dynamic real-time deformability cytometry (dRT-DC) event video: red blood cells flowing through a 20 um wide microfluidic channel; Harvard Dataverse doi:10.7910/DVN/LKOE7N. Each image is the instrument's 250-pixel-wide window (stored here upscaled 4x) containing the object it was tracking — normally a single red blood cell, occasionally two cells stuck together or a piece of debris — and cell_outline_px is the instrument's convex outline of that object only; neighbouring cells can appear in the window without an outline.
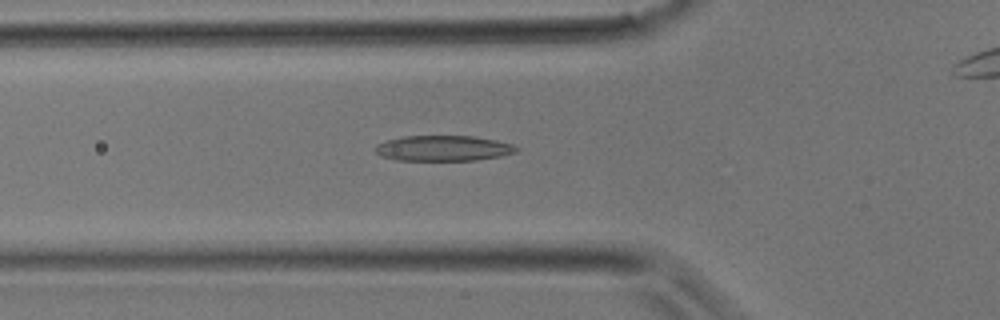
{"species": "common noctule bat (a hibernating species)", "species_latin": "Nyctalus noctula", "temperature_condition": "room temperature", "stored_images_in_passage": 27, "camera_frame_rate_fps": 3000, "um_per_image_px": 0.085, "animal": {"sex": "male", "body_mass_g": 17.9}, "frame": {"image": 1, "passage_image": 4, "time_ms": 1.0, "image_size_px": [1000, 320], "cell_outline_px": [[520, 148], [516, 152], [500, 156], [476, 160], [396, 160], [380, 156], [376, 152], [376, 144], [388, 140], [404, 136], [476, 136], [496, 140], [512, 144]], "centroid_in_image_um": [37.7, 12.6], "position_along_channel_um": 88.1, "area_um2": 20.92}}
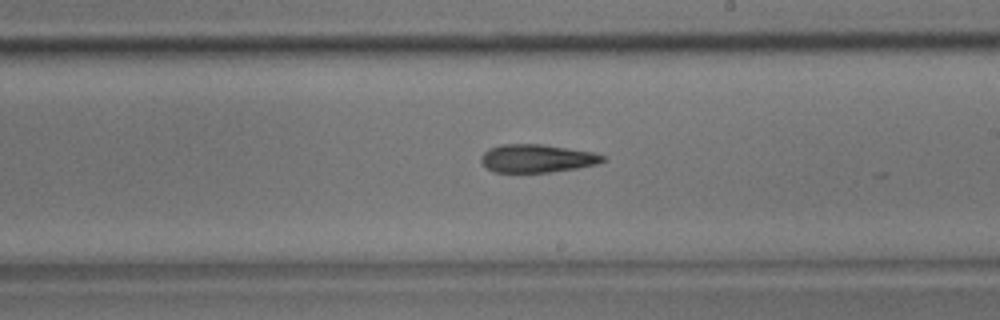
{"frame": {"image": 2, "passage_image": 12, "time_ms": 3.667, "image_size_px": [1000, 320], "cell_outline_px": [[608, 160], [596, 164], [576, 168], [552, 172], [496, 172], [488, 168], [480, 160], [480, 156], [488, 148], [500, 144], [540, 144], [592, 152], [604, 156]], "centroid_in_image_um": [45.63, 13.46], "position_along_channel_um": 243.4, "area_um2": 19.83}}
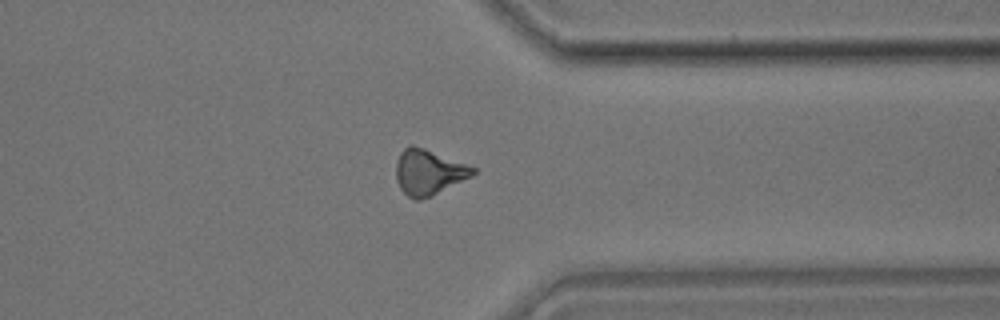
{"frame": {"image": 3, "passage_image": 19, "time_ms": 6.0, "image_size_px": [1000, 320], "cell_outline_px": [[476, 172], [472, 176], [432, 196], [420, 200], [416, 200], [408, 196], [400, 188], [396, 180], [396, 160], [400, 152], [408, 144], [412, 144], [424, 148], [476, 168]], "centroid_in_image_um": [36.4, 14.63], "position_along_channel_um": 375.0, "area_um2": 20.35}}